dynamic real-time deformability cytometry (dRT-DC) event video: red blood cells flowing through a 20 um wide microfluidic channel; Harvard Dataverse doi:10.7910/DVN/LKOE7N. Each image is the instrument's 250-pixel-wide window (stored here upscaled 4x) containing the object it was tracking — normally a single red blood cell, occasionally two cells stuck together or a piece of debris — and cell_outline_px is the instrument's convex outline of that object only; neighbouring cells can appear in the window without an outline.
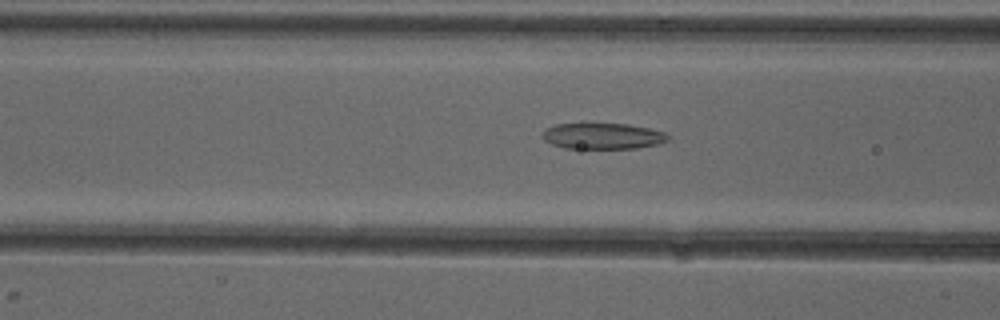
{"species": "common noctule bat (a hibernating species)", "species_latin": "Nyctalus noctula", "temperature_condition": "cold", "stored_images_in_passage": 6, "camera_frame_rate_fps": 3000, "um_per_image_px": 0.085, "animal": {"sex": "female"}, "frame": {"image": 1, "passage_image": 6, "time_ms": 6.667, "image_size_px": [1000, 320], "cell_outline_px": [[672, 136], [668, 140], [656, 144], [636, 148], [564, 148], [552, 144], [544, 140], [544, 128], [556, 124], [628, 124], [648, 128], [664, 132]], "centroid_in_image_um": [51.25, 11.56], "position_along_channel_um": 115.4, "area_um2": 18.84}}